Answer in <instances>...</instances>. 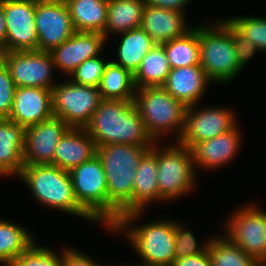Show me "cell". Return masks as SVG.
<instances>
[{"label":"cell","mask_w":266,"mask_h":266,"mask_svg":"<svg viewBox=\"0 0 266 266\" xmlns=\"http://www.w3.org/2000/svg\"><path fill=\"white\" fill-rule=\"evenodd\" d=\"M5 52L37 50L35 0H3Z\"/></svg>","instance_id":"4fadbf2b"},{"label":"cell","mask_w":266,"mask_h":266,"mask_svg":"<svg viewBox=\"0 0 266 266\" xmlns=\"http://www.w3.org/2000/svg\"><path fill=\"white\" fill-rule=\"evenodd\" d=\"M25 127L0 119V175L20 174L24 166Z\"/></svg>","instance_id":"603a6c76"},{"label":"cell","mask_w":266,"mask_h":266,"mask_svg":"<svg viewBox=\"0 0 266 266\" xmlns=\"http://www.w3.org/2000/svg\"><path fill=\"white\" fill-rule=\"evenodd\" d=\"M200 67L210 81L229 82L249 59L236 33L224 20L213 27H199Z\"/></svg>","instance_id":"3957f363"},{"label":"cell","mask_w":266,"mask_h":266,"mask_svg":"<svg viewBox=\"0 0 266 266\" xmlns=\"http://www.w3.org/2000/svg\"><path fill=\"white\" fill-rule=\"evenodd\" d=\"M145 5V0H108L105 38L108 33H125L139 28Z\"/></svg>","instance_id":"d4e9b609"},{"label":"cell","mask_w":266,"mask_h":266,"mask_svg":"<svg viewBox=\"0 0 266 266\" xmlns=\"http://www.w3.org/2000/svg\"><path fill=\"white\" fill-rule=\"evenodd\" d=\"M77 32H97L104 35L108 0H64Z\"/></svg>","instance_id":"cb8c5ba5"},{"label":"cell","mask_w":266,"mask_h":266,"mask_svg":"<svg viewBox=\"0 0 266 266\" xmlns=\"http://www.w3.org/2000/svg\"><path fill=\"white\" fill-rule=\"evenodd\" d=\"M236 33L248 59L258 50H266V19L260 17H235L225 20Z\"/></svg>","instance_id":"f1b7e54d"},{"label":"cell","mask_w":266,"mask_h":266,"mask_svg":"<svg viewBox=\"0 0 266 266\" xmlns=\"http://www.w3.org/2000/svg\"><path fill=\"white\" fill-rule=\"evenodd\" d=\"M172 266H211L208 251L195 256L175 259Z\"/></svg>","instance_id":"74e56055"},{"label":"cell","mask_w":266,"mask_h":266,"mask_svg":"<svg viewBox=\"0 0 266 266\" xmlns=\"http://www.w3.org/2000/svg\"><path fill=\"white\" fill-rule=\"evenodd\" d=\"M6 35L7 29L4 15L3 0H0V56L5 52Z\"/></svg>","instance_id":"ab89813d"},{"label":"cell","mask_w":266,"mask_h":266,"mask_svg":"<svg viewBox=\"0 0 266 266\" xmlns=\"http://www.w3.org/2000/svg\"><path fill=\"white\" fill-rule=\"evenodd\" d=\"M52 89L16 87L9 120L25 128L52 118Z\"/></svg>","instance_id":"ac0fdd59"},{"label":"cell","mask_w":266,"mask_h":266,"mask_svg":"<svg viewBox=\"0 0 266 266\" xmlns=\"http://www.w3.org/2000/svg\"><path fill=\"white\" fill-rule=\"evenodd\" d=\"M171 71L164 47L156 44L133 74L135 88L162 86Z\"/></svg>","instance_id":"4316f807"},{"label":"cell","mask_w":266,"mask_h":266,"mask_svg":"<svg viewBox=\"0 0 266 266\" xmlns=\"http://www.w3.org/2000/svg\"><path fill=\"white\" fill-rule=\"evenodd\" d=\"M208 243L209 240L204 245L205 247L197 246L192 232L183 229L182 225L175 222V259L203 254L207 251Z\"/></svg>","instance_id":"e575fe53"},{"label":"cell","mask_w":266,"mask_h":266,"mask_svg":"<svg viewBox=\"0 0 266 266\" xmlns=\"http://www.w3.org/2000/svg\"><path fill=\"white\" fill-rule=\"evenodd\" d=\"M149 146L105 144L97 146L106 177L108 191V227L126 214L132 213V190L135 170Z\"/></svg>","instance_id":"6da1fadb"},{"label":"cell","mask_w":266,"mask_h":266,"mask_svg":"<svg viewBox=\"0 0 266 266\" xmlns=\"http://www.w3.org/2000/svg\"><path fill=\"white\" fill-rule=\"evenodd\" d=\"M171 69L200 65L199 27L191 28L184 36L161 44Z\"/></svg>","instance_id":"f546056e"},{"label":"cell","mask_w":266,"mask_h":266,"mask_svg":"<svg viewBox=\"0 0 266 266\" xmlns=\"http://www.w3.org/2000/svg\"><path fill=\"white\" fill-rule=\"evenodd\" d=\"M239 132L238 127H235L212 139L197 143L191 149L195 166L199 164L200 167L213 169L228 163L241 146Z\"/></svg>","instance_id":"7402d4cb"},{"label":"cell","mask_w":266,"mask_h":266,"mask_svg":"<svg viewBox=\"0 0 266 266\" xmlns=\"http://www.w3.org/2000/svg\"><path fill=\"white\" fill-rule=\"evenodd\" d=\"M37 50L50 52L75 32L64 0H35Z\"/></svg>","instance_id":"7c38bea8"},{"label":"cell","mask_w":266,"mask_h":266,"mask_svg":"<svg viewBox=\"0 0 266 266\" xmlns=\"http://www.w3.org/2000/svg\"><path fill=\"white\" fill-rule=\"evenodd\" d=\"M79 206L94 220L108 226V191L105 172L97 155L69 171Z\"/></svg>","instance_id":"8992f818"},{"label":"cell","mask_w":266,"mask_h":266,"mask_svg":"<svg viewBox=\"0 0 266 266\" xmlns=\"http://www.w3.org/2000/svg\"><path fill=\"white\" fill-rule=\"evenodd\" d=\"M128 230L126 235L143 260L144 264L140 266L173 265L175 261V222L160 220Z\"/></svg>","instance_id":"9c48e42d"},{"label":"cell","mask_w":266,"mask_h":266,"mask_svg":"<svg viewBox=\"0 0 266 266\" xmlns=\"http://www.w3.org/2000/svg\"><path fill=\"white\" fill-rule=\"evenodd\" d=\"M16 86L6 65L0 60V119H8Z\"/></svg>","instance_id":"d590c367"},{"label":"cell","mask_w":266,"mask_h":266,"mask_svg":"<svg viewBox=\"0 0 266 266\" xmlns=\"http://www.w3.org/2000/svg\"><path fill=\"white\" fill-rule=\"evenodd\" d=\"M62 255L61 266H100L92 261L90 257L75 250L64 249Z\"/></svg>","instance_id":"8d00e7d4"},{"label":"cell","mask_w":266,"mask_h":266,"mask_svg":"<svg viewBox=\"0 0 266 266\" xmlns=\"http://www.w3.org/2000/svg\"><path fill=\"white\" fill-rule=\"evenodd\" d=\"M256 208L248 205L233 213L226 237L266 266V211Z\"/></svg>","instance_id":"30bf717a"},{"label":"cell","mask_w":266,"mask_h":266,"mask_svg":"<svg viewBox=\"0 0 266 266\" xmlns=\"http://www.w3.org/2000/svg\"><path fill=\"white\" fill-rule=\"evenodd\" d=\"M62 255L58 256L47 247L36 246L35 241L8 266H61Z\"/></svg>","instance_id":"d6a6232c"},{"label":"cell","mask_w":266,"mask_h":266,"mask_svg":"<svg viewBox=\"0 0 266 266\" xmlns=\"http://www.w3.org/2000/svg\"><path fill=\"white\" fill-rule=\"evenodd\" d=\"M69 129L62 119L54 116L26 127L24 165H53L55 148Z\"/></svg>","instance_id":"9a60e30c"},{"label":"cell","mask_w":266,"mask_h":266,"mask_svg":"<svg viewBox=\"0 0 266 266\" xmlns=\"http://www.w3.org/2000/svg\"><path fill=\"white\" fill-rule=\"evenodd\" d=\"M84 129L96 146L121 143L151 148L155 143L133 101L102 100Z\"/></svg>","instance_id":"7a4b0ae2"},{"label":"cell","mask_w":266,"mask_h":266,"mask_svg":"<svg viewBox=\"0 0 266 266\" xmlns=\"http://www.w3.org/2000/svg\"><path fill=\"white\" fill-rule=\"evenodd\" d=\"M133 102L154 141H158L156 139L164 136L170 129H177V141L180 139L187 107L162 86L137 88Z\"/></svg>","instance_id":"5b68a950"},{"label":"cell","mask_w":266,"mask_h":266,"mask_svg":"<svg viewBox=\"0 0 266 266\" xmlns=\"http://www.w3.org/2000/svg\"><path fill=\"white\" fill-rule=\"evenodd\" d=\"M183 16V13L179 11L157 8L146 4L140 28L156 44H162L180 38L191 30L185 26L186 22Z\"/></svg>","instance_id":"ffe728a7"},{"label":"cell","mask_w":266,"mask_h":266,"mask_svg":"<svg viewBox=\"0 0 266 266\" xmlns=\"http://www.w3.org/2000/svg\"><path fill=\"white\" fill-rule=\"evenodd\" d=\"M123 35L118 47V59L115 63L134 74L144 56L156 45L151 37L140 27L129 30Z\"/></svg>","instance_id":"83f0119b"},{"label":"cell","mask_w":266,"mask_h":266,"mask_svg":"<svg viewBox=\"0 0 266 266\" xmlns=\"http://www.w3.org/2000/svg\"><path fill=\"white\" fill-rule=\"evenodd\" d=\"M190 0H145L146 4L157 8H164L174 11L183 12L184 6L188 4Z\"/></svg>","instance_id":"f35d334b"},{"label":"cell","mask_w":266,"mask_h":266,"mask_svg":"<svg viewBox=\"0 0 266 266\" xmlns=\"http://www.w3.org/2000/svg\"><path fill=\"white\" fill-rule=\"evenodd\" d=\"M98 89L102 100L133 101L136 92L133 74L114 61L107 62Z\"/></svg>","instance_id":"484cf974"},{"label":"cell","mask_w":266,"mask_h":266,"mask_svg":"<svg viewBox=\"0 0 266 266\" xmlns=\"http://www.w3.org/2000/svg\"><path fill=\"white\" fill-rule=\"evenodd\" d=\"M34 242L25 228L0 220V262L9 265Z\"/></svg>","instance_id":"1f68e13d"},{"label":"cell","mask_w":266,"mask_h":266,"mask_svg":"<svg viewBox=\"0 0 266 266\" xmlns=\"http://www.w3.org/2000/svg\"><path fill=\"white\" fill-rule=\"evenodd\" d=\"M18 176L40 203L94 221L76 201L68 171L50 164L24 165Z\"/></svg>","instance_id":"277c9868"},{"label":"cell","mask_w":266,"mask_h":266,"mask_svg":"<svg viewBox=\"0 0 266 266\" xmlns=\"http://www.w3.org/2000/svg\"><path fill=\"white\" fill-rule=\"evenodd\" d=\"M51 91L54 117L62 119L70 128H85L102 101L98 88L70 80L56 84Z\"/></svg>","instance_id":"ba28073f"},{"label":"cell","mask_w":266,"mask_h":266,"mask_svg":"<svg viewBox=\"0 0 266 266\" xmlns=\"http://www.w3.org/2000/svg\"><path fill=\"white\" fill-rule=\"evenodd\" d=\"M107 62L96 56L85 60L70 75L74 83L98 88Z\"/></svg>","instance_id":"836d02e7"},{"label":"cell","mask_w":266,"mask_h":266,"mask_svg":"<svg viewBox=\"0 0 266 266\" xmlns=\"http://www.w3.org/2000/svg\"><path fill=\"white\" fill-rule=\"evenodd\" d=\"M207 251L211 266H263L227 237L209 240Z\"/></svg>","instance_id":"4dcf8cb0"},{"label":"cell","mask_w":266,"mask_h":266,"mask_svg":"<svg viewBox=\"0 0 266 266\" xmlns=\"http://www.w3.org/2000/svg\"><path fill=\"white\" fill-rule=\"evenodd\" d=\"M97 152L95 141L84 128H70L59 140L54 151L53 166L65 171L92 159Z\"/></svg>","instance_id":"d6986e66"},{"label":"cell","mask_w":266,"mask_h":266,"mask_svg":"<svg viewBox=\"0 0 266 266\" xmlns=\"http://www.w3.org/2000/svg\"><path fill=\"white\" fill-rule=\"evenodd\" d=\"M210 80L200 65L171 69L162 87L186 107L195 105Z\"/></svg>","instance_id":"44dd1931"},{"label":"cell","mask_w":266,"mask_h":266,"mask_svg":"<svg viewBox=\"0 0 266 266\" xmlns=\"http://www.w3.org/2000/svg\"><path fill=\"white\" fill-rule=\"evenodd\" d=\"M105 42L102 33L75 31L69 39L50 51L54 66L71 75L85 60L98 56Z\"/></svg>","instance_id":"e0dca14e"},{"label":"cell","mask_w":266,"mask_h":266,"mask_svg":"<svg viewBox=\"0 0 266 266\" xmlns=\"http://www.w3.org/2000/svg\"><path fill=\"white\" fill-rule=\"evenodd\" d=\"M155 144L143 155L135 170L132 190V213L121 217L111 230H126L128 224L141 214L145 205L160 199L157 181V147Z\"/></svg>","instance_id":"2e32d148"},{"label":"cell","mask_w":266,"mask_h":266,"mask_svg":"<svg viewBox=\"0 0 266 266\" xmlns=\"http://www.w3.org/2000/svg\"><path fill=\"white\" fill-rule=\"evenodd\" d=\"M160 151L157 149V181L160 199L170 200L184 195L194 185L195 164L192 150L176 143Z\"/></svg>","instance_id":"52a82bcc"},{"label":"cell","mask_w":266,"mask_h":266,"mask_svg":"<svg viewBox=\"0 0 266 266\" xmlns=\"http://www.w3.org/2000/svg\"><path fill=\"white\" fill-rule=\"evenodd\" d=\"M0 60L8 68L16 87L52 89L55 86L51 80L54 63L48 51L4 52Z\"/></svg>","instance_id":"8fae6325"},{"label":"cell","mask_w":266,"mask_h":266,"mask_svg":"<svg viewBox=\"0 0 266 266\" xmlns=\"http://www.w3.org/2000/svg\"><path fill=\"white\" fill-rule=\"evenodd\" d=\"M194 107L195 105H192L186 109L184 129L178 140L190 149L197 143L212 139L238 126L234 113L228 108L212 107L198 111Z\"/></svg>","instance_id":"5bb4252c"}]
</instances>
